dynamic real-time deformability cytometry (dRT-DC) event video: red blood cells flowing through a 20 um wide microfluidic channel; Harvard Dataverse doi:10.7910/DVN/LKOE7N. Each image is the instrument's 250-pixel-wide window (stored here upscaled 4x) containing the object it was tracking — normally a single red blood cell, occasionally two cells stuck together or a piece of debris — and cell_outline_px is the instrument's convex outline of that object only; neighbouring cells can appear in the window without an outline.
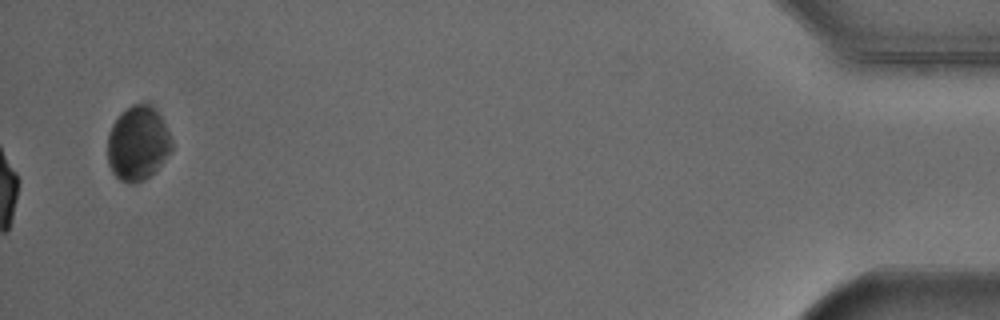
{"species": "Egyptian fruit bat (a non-hibernating species)", "species_latin": "Rousettus aegyptiacus", "temperature_condition": "cold", "stored_images_in_passage": 40, "camera_frame_rate_fps": 3000, "um_per_image_px": 0.085, "animal": {"sex": "male"}, "frame": {"image": 1, "passage_image": 40, "time_ms": 13.0, "image_size_px": [1000, 320], "cell_outline_px": [[172, 148], [160, 164], [144, 180], [120, 180], [112, 172], [108, 164], [108, 132], [112, 124], [120, 112], [132, 104], [144, 100], [148, 100], [152, 104], [160, 116], [172, 140]], "centroid_in_image_um": [11.69, 12.08], "position_along_channel_um": 423.5, "area_um2": 27.63}, "authors_computed_cell_mechanics": {"area_um2": 27.2816, "velocity_mm_per_s": 3.8551, "shape_relaxation_time_tau1_ms": 2.0652, "shape_relaxation_time_tau2_ms": null, "deformation_change_tau1": 0.1078, "deformation_change_tau2": null}}